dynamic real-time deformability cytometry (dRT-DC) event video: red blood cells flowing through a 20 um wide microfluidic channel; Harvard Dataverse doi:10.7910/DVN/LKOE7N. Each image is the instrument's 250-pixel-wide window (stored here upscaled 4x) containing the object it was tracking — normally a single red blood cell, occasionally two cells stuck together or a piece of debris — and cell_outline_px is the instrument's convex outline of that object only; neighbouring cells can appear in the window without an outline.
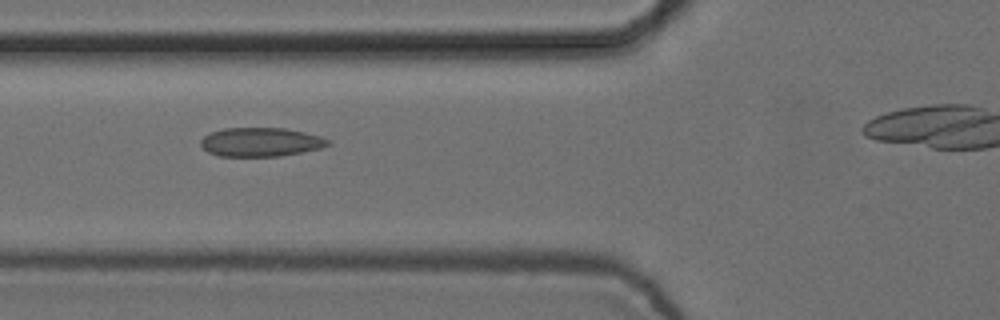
{"species": "common noctule bat (a hibernating species)", "species_latin": "Nyctalus noctula", "temperature_condition": "cold", "stored_images_in_passage": 12, "camera_frame_rate_fps": 3000, "um_per_image_px": 0.085, "animal": {"sex": "female", "body_mass_g": 24.6, "forearm_length_mm": 56.2}, "frame": {"image": 1, "passage_image": 7, "time_ms": 2.0, "image_size_px": [1000, 320], "cell_outline_px": [[332, 144], [320, 148], [280, 156], [220, 156], [208, 152], [200, 144], [200, 140], [208, 132], [224, 128], [284, 128], [304, 132], [320, 136], [328, 140]], "centroid_in_image_um": [22.13, 12.07], "position_along_channel_um": 103.7, "area_um2": 21.39}}
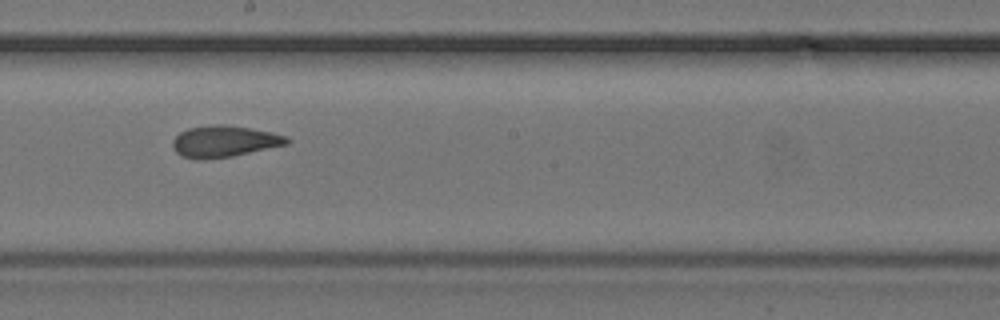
{"frame": {"image": 2, "passage_image": 10, "time_ms": 3.0, "image_size_px": [1000, 320], "cell_outline_px": [[292, 140], [288, 144], [232, 156], [196, 160], [180, 156], [172, 148], [172, 140], [180, 132], [188, 128], [212, 124], [224, 124], [272, 132], [288, 136]], "centroid_in_image_um": [19.05, 12.01], "position_along_channel_um": 229.2, "area_um2": 21.1}}
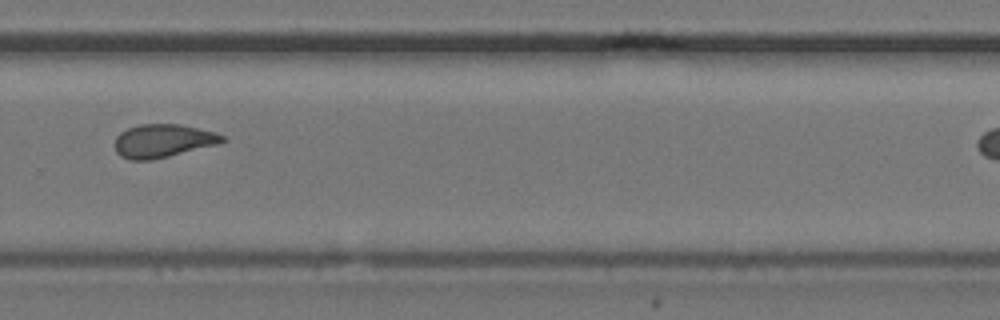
{"frame": {"image": 3, "passage_image": 12, "time_ms": 3.667, "image_size_px": [1000, 320], "cell_outline_px": [[228, 140], [220, 144], [152, 160], [128, 160], [120, 156], [116, 152], [116, 136], [120, 132], [128, 128], [140, 124], [180, 124], [216, 132], [224, 136]], "centroid_in_image_um": [13.88, 11.97], "position_along_channel_um": 315.9, "area_um2": 21.04}}